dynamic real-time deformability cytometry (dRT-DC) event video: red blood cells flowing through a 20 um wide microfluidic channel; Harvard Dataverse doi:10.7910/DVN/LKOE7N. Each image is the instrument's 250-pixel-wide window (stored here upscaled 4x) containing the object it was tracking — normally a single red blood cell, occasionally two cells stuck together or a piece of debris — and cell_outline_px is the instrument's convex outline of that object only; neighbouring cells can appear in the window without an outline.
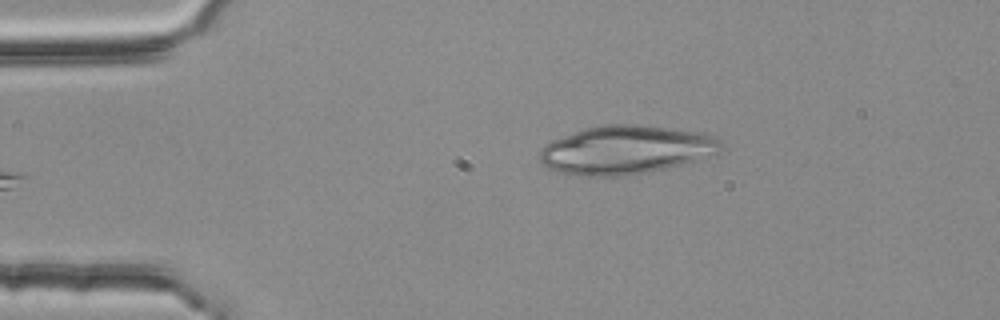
{"species": "common noctule bat (a hibernating species)", "species_latin": "Nyctalus noctula", "temperature_condition": "room temperature", "stored_images_in_passage": 3, "camera_frame_rate_fps": 3000, "um_per_image_px": 0.085, "animal": {"sex": "female", "body_mass_g": 25.1}, "frame": {"image": 1, "passage_image": 3, "time_ms": 0.667, "image_size_px": [1000, 320], "cell_outline_px": [[724, 148], [716, 152], [696, 160], [664, 168], [624, 176], [580, 176], [560, 172], [548, 168], [540, 160], [540, 152], [552, 140], [584, 128], [600, 124], [640, 124], [704, 132], [716, 136], [724, 144]], "centroid_in_image_um": [53.22, 12.71], "position_along_channel_um": 31.8, "area_um2": 51.21}}